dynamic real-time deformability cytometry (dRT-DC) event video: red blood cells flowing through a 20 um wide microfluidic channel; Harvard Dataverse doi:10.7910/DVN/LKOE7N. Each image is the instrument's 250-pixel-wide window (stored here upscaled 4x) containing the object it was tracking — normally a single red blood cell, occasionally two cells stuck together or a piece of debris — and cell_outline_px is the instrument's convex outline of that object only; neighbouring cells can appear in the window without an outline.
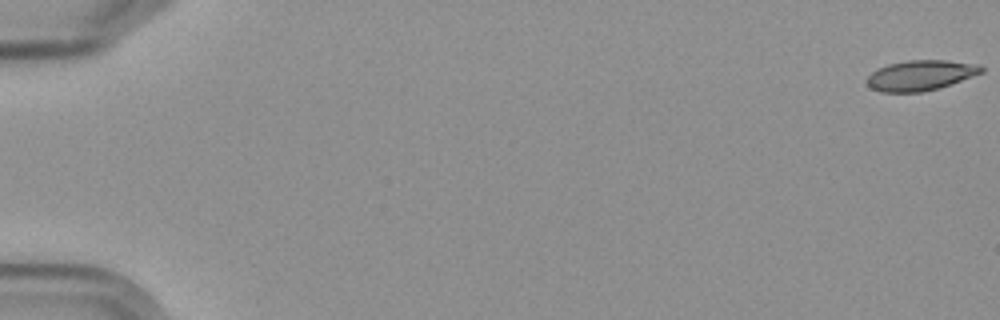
{"species": "Egyptian fruit bat (a non-hibernating species)", "species_latin": "Rousettus aegyptiacus", "temperature_condition": "cold", "stored_images_in_passage": 6, "camera_frame_rate_fps": 3000, "um_per_image_px": 0.085, "frame": {"image": 1, "passage_image": 1, "time_ms": 0.0, "image_size_px": [1000, 320], "cell_outline_px": [[984, 72], [940, 88], [924, 92], [880, 92], [872, 88], [868, 84], [868, 76], [872, 72], [888, 64], [908, 60], [944, 60], [980, 64], [984, 68]], "centroid_in_image_um": [78.3, 6.4], "position_along_channel_um": 6.7, "area_um2": 20.17}}
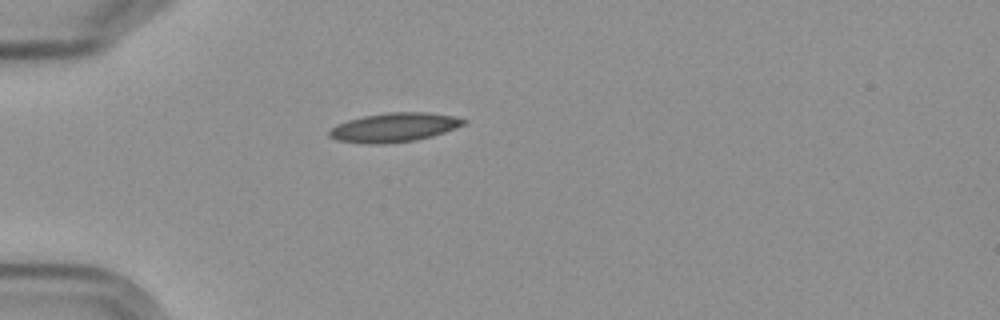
{"frame": {"image": 2, "passage_image": 6, "time_ms": 5.667, "image_size_px": [1000, 320], "cell_outline_px": [[468, 120], [464, 124], [456, 128], [432, 136], [416, 140], [384, 144], [368, 144], [336, 140], [328, 136], [328, 132], [336, 124], [348, 120], [364, 116], [388, 112], [428, 112], [452, 116]], "centroid_in_image_um": [33.49, 10.83], "position_along_channel_um": 51.5, "area_um2": 22.77}}